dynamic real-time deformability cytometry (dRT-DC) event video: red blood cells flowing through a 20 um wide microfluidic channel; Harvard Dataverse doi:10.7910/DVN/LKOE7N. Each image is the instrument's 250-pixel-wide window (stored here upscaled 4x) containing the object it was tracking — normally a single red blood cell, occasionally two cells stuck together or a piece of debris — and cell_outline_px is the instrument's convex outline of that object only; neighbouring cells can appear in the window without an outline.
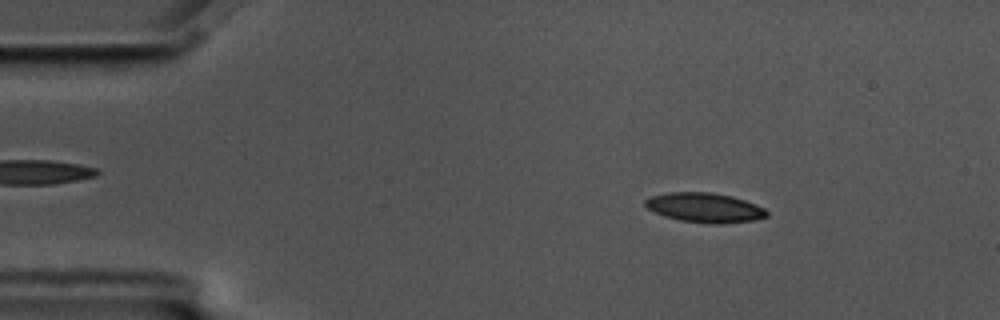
{"species": "common noctule bat (a hibernating species)", "species_latin": "Nyctalus noctula", "temperature_condition": "cold", "stored_images_in_passage": 56, "camera_frame_rate_fps": 3000, "um_per_image_px": 0.085, "animal": {"sex": "male", "body_mass_g": 17.5, "forearm_length_mm": 52.3}, "frame": {"image": 1, "passage_image": 8, "time_ms": 2.333, "image_size_px": [1000, 320], "cell_outline_px": [[768, 216], [752, 220], [720, 224], [712, 224], [680, 220], [664, 216], [648, 208], [644, 204], [644, 200], [652, 196], [668, 192], [712, 192], [732, 196], [756, 204], [764, 208], [768, 212]], "centroid_in_image_um": [59.9, 17.64], "position_along_channel_um": 25.1, "area_um2": 20.87}}
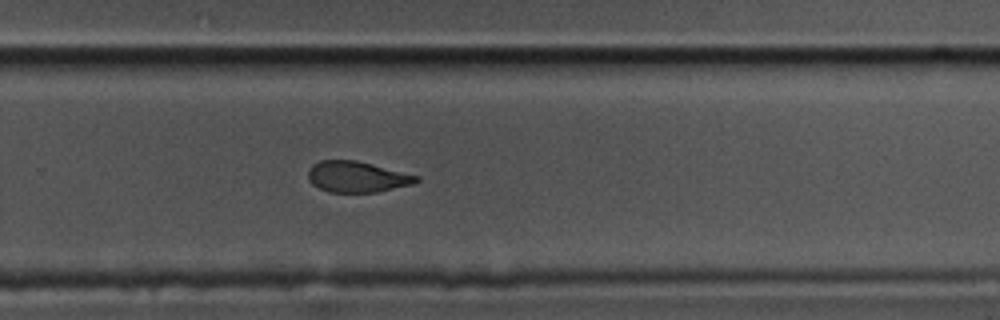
{"frame": {"image": 2, "passage_image": 37, "time_ms": 12.0, "image_size_px": [1000, 320], "cell_outline_px": [[420, 180], [412, 184], [376, 192], [328, 192], [312, 184], [308, 180], [308, 168], [312, 164], [320, 160], [356, 160], [420, 176]], "centroid_in_image_um": [30.32, 15.02], "position_along_channel_um": 299.5, "area_um2": 19.54}}
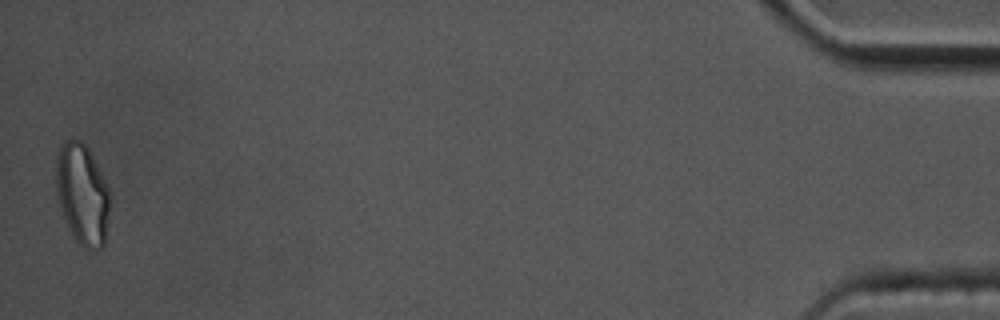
{"frame": {"image": 3, "passage_image": 56, "time_ms": 18.333, "image_size_px": [1000, 320], "cell_outline_px": [[108, 212], [104, 244], [96, 252], [88, 252], [72, 236], [56, 196], [56, 156], [64, 140], [80, 140], [88, 148], [108, 188]], "centroid_in_image_um": [6.97, 16.54], "position_along_channel_um": 428.2, "area_um2": 31.33}, "authors_computed_cell_mechanics": {"area_um2": 21.386, "velocity_mm_per_s": 3.5096, "shape_relaxation_time_tau1_ms": 6.4827, "shape_relaxation_time_tau2_ms": 3.776, "deformation_change_tau1": 0.1649, "deformation_change_tau2": 0.0981}}